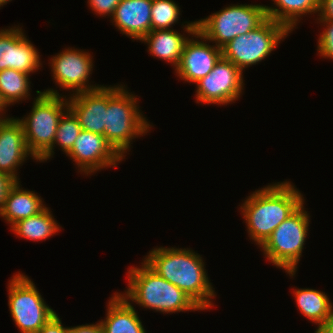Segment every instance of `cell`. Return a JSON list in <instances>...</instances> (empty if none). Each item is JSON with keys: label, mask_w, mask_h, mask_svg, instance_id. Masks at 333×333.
<instances>
[{"label": "cell", "mask_w": 333, "mask_h": 333, "mask_svg": "<svg viewBox=\"0 0 333 333\" xmlns=\"http://www.w3.org/2000/svg\"><path fill=\"white\" fill-rule=\"evenodd\" d=\"M159 276L189 295L203 310L214 306L216 292L200 254L189 248L156 247L143 260Z\"/></svg>", "instance_id": "obj_1"}, {"label": "cell", "mask_w": 333, "mask_h": 333, "mask_svg": "<svg viewBox=\"0 0 333 333\" xmlns=\"http://www.w3.org/2000/svg\"><path fill=\"white\" fill-rule=\"evenodd\" d=\"M295 187L287 180L263 186L247 196L240 206L248 235L259 247L277 226L305 203Z\"/></svg>", "instance_id": "obj_2"}, {"label": "cell", "mask_w": 333, "mask_h": 333, "mask_svg": "<svg viewBox=\"0 0 333 333\" xmlns=\"http://www.w3.org/2000/svg\"><path fill=\"white\" fill-rule=\"evenodd\" d=\"M130 267L128 287L122 295L140 307L163 314L203 310L189 295L159 276L144 261Z\"/></svg>", "instance_id": "obj_3"}, {"label": "cell", "mask_w": 333, "mask_h": 333, "mask_svg": "<svg viewBox=\"0 0 333 333\" xmlns=\"http://www.w3.org/2000/svg\"><path fill=\"white\" fill-rule=\"evenodd\" d=\"M124 85L108 86L104 136L114 150L125 159L132 139L146 135L153 125L144 117L138 98Z\"/></svg>", "instance_id": "obj_4"}, {"label": "cell", "mask_w": 333, "mask_h": 333, "mask_svg": "<svg viewBox=\"0 0 333 333\" xmlns=\"http://www.w3.org/2000/svg\"><path fill=\"white\" fill-rule=\"evenodd\" d=\"M36 94L29 115L18 120L28 150L39 160L53 146L60 118L68 110V98L53 88L37 90Z\"/></svg>", "instance_id": "obj_5"}, {"label": "cell", "mask_w": 333, "mask_h": 333, "mask_svg": "<svg viewBox=\"0 0 333 333\" xmlns=\"http://www.w3.org/2000/svg\"><path fill=\"white\" fill-rule=\"evenodd\" d=\"M309 213L304 203L272 232L260 247L265 258L277 268L285 270L290 277L295 276L302 256L308 227Z\"/></svg>", "instance_id": "obj_6"}, {"label": "cell", "mask_w": 333, "mask_h": 333, "mask_svg": "<svg viewBox=\"0 0 333 333\" xmlns=\"http://www.w3.org/2000/svg\"><path fill=\"white\" fill-rule=\"evenodd\" d=\"M265 5L231 4L197 21V30L209 43L222 48L228 42L255 30L266 20Z\"/></svg>", "instance_id": "obj_7"}, {"label": "cell", "mask_w": 333, "mask_h": 333, "mask_svg": "<svg viewBox=\"0 0 333 333\" xmlns=\"http://www.w3.org/2000/svg\"><path fill=\"white\" fill-rule=\"evenodd\" d=\"M290 33L285 25L268 18L255 30L237 36L223 46L222 57L243 71L268 57Z\"/></svg>", "instance_id": "obj_8"}, {"label": "cell", "mask_w": 333, "mask_h": 333, "mask_svg": "<svg viewBox=\"0 0 333 333\" xmlns=\"http://www.w3.org/2000/svg\"><path fill=\"white\" fill-rule=\"evenodd\" d=\"M12 277L8 284L12 320L21 333H37L56 312L46 304L28 276L18 272Z\"/></svg>", "instance_id": "obj_9"}, {"label": "cell", "mask_w": 333, "mask_h": 333, "mask_svg": "<svg viewBox=\"0 0 333 333\" xmlns=\"http://www.w3.org/2000/svg\"><path fill=\"white\" fill-rule=\"evenodd\" d=\"M243 72L221 57L209 74L197 81L196 103L228 105L235 103L244 90Z\"/></svg>", "instance_id": "obj_10"}, {"label": "cell", "mask_w": 333, "mask_h": 333, "mask_svg": "<svg viewBox=\"0 0 333 333\" xmlns=\"http://www.w3.org/2000/svg\"><path fill=\"white\" fill-rule=\"evenodd\" d=\"M185 23L187 24L184 25ZM185 23L182 24V28L192 38H189L184 45L180 62L175 68V73L181 80L196 83L211 72L215 64L222 57V49L207 43L209 41L197 30V20L194 22L186 21Z\"/></svg>", "instance_id": "obj_11"}, {"label": "cell", "mask_w": 333, "mask_h": 333, "mask_svg": "<svg viewBox=\"0 0 333 333\" xmlns=\"http://www.w3.org/2000/svg\"><path fill=\"white\" fill-rule=\"evenodd\" d=\"M92 59L91 54L84 50L65 48L50 59L52 79L63 90H72L71 95L98 89L102 85L89 83L94 66Z\"/></svg>", "instance_id": "obj_12"}, {"label": "cell", "mask_w": 333, "mask_h": 333, "mask_svg": "<svg viewBox=\"0 0 333 333\" xmlns=\"http://www.w3.org/2000/svg\"><path fill=\"white\" fill-rule=\"evenodd\" d=\"M66 156L75 162L78 172L87 176L101 169L116 167L123 161L105 136L83 129Z\"/></svg>", "instance_id": "obj_13"}, {"label": "cell", "mask_w": 333, "mask_h": 333, "mask_svg": "<svg viewBox=\"0 0 333 333\" xmlns=\"http://www.w3.org/2000/svg\"><path fill=\"white\" fill-rule=\"evenodd\" d=\"M40 56L21 27L0 30V71L14 69L30 75L42 67Z\"/></svg>", "instance_id": "obj_14"}, {"label": "cell", "mask_w": 333, "mask_h": 333, "mask_svg": "<svg viewBox=\"0 0 333 333\" xmlns=\"http://www.w3.org/2000/svg\"><path fill=\"white\" fill-rule=\"evenodd\" d=\"M30 156L38 161L28 150L24 130L18 118L0 120V172L9 175L15 181L20 178L17 170ZM18 175V176H17Z\"/></svg>", "instance_id": "obj_15"}, {"label": "cell", "mask_w": 333, "mask_h": 333, "mask_svg": "<svg viewBox=\"0 0 333 333\" xmlns=\"http://www.w3.org/2000/svg\"><path fill=\"white\" fill-rule=\"evenodd\" d=\"M108 87L76 93L68 98V109L75 115L83 130L104 136Z\"/></svg>", "instance_id": "obj_16"}, {"label": "cell", "mask_w": 333, "mask_h": 333, "mask_svg": "<svg viewBox=\"0 0 333 333\" xmlns=\"http://www.w3.org/2000/svg\"><path fill=\"white\" fill-rule=\"evenodd\" d=\"M153 0H121L111 22L122 34L133 40H141L151 31Z\"/></svg>", "instance_id": "obj_17"}, {"label": "cell", "mask_w": 333, "mask_h": 333, "mask_svg": "<svg viewBox=\"0 0 333 333\" xmlns=\"http://www.w3.org/2000/svg\"><path fill=\"white\" fill-rule=\"evenodd\" d=\"M100 323L104 333H146L132 303L118 292L108 301L106 318Z\"/></svg>", "instance_id": "obj_18"}, {"label": "cell", "mask_w": 333, "mask_h": 333, "mask_svg": "<svg viewBox=\"0 0 333 333\" xmlns=\"http://www.w3.org/2000/svg\"><path fill=\"white\" fill-rule=\"evenodd\" d=\"M20 181H16L8 190L4 206L0 211L2 217L10 227L19 220L31 217L41 212L46 205L43 199L34 191L23 189Z\"/></svg>", "instance_id": "obj_19"}, {"label": "cell", "mask_w": 333, "mask_h": 333, "mask_svg": "<svg viewBox=\"0 0 333 333\" xmlns=\"http://www.w3.org/2000/svg\"><path fill=\"white\" fill-rule=\"evenodd\" d=\"M188 37L174 29L152 30L140 42L148 45V52L154 58L157 57L170 63L175 69L180 62Z\"/></svg>", "instance_id": "obj_20"}, {"label": "cell", "mask_w": 333, "mask_h": 333, "mask_svg": "<svg viewBox=\"0 0 333 333\" xmlns=\"http://www.w3.org/2000/svg\"><path fill=\"white\" fill-rule=\"evenodd\" d=\"M293 290L300 313L317 327L333 320V304L325 292L311 288Z\"/></svg>", "instance_id": "obj_21"}, {"label": "cell", "mask_w": 333, "mask_h": 333, "mask_svg": "<svg viewBox=\"0 0 333 333\" xmlns=\"http://www.w3.org/2000/svg\"><path fill=\"white\" fill-rule=\"evenodd\" d=\"M276 6H266L267 17L285 25L291 32L303 15L317 14L320 0H272Z\"/></svg>", "instance_id": "obj_22"}, {"label": "cell", "mask_w": 333, "mask_h": 333, "mask_svg": "<svg viewBox=\"0 0 333 333\" xmlns=\"http://www.w3.org/2000/svg\"><path fill=\"white\" fill-rule=\"evenodd\" d=\"M61 229L49 207L31 217L19 220L10 227L15 235L32 241L46 240Z\"/></svg>", "instance_id": "obj_23"}, {"label": "cell", "mask_w": 333, "mask_h": 333, "mask_svg": "<svg viewBox=\"0 0 333 333\" xmlns=\"http://www.w3.org/2000/svg\"><path fill=\"white\" fill-rule=\"evenodd\" d=\"M29 76L31 75L14 69L0 71V92L8 106L22 102L31 95Z\"/></svg>", "instance_id": "obj_24"}, {"label": "cell", "mask_w": 333, "mask_h": 333, "mask_svg": "<svg viewBox=\"0 0 333 333\" xmlns=\"http://www.w3.org/2000/svg\"><path fill=\"white\" fill-rule=\"evenodd\" d=\"M81 130L82 128L77 118L68 109L60 118L53 146L38 161L46 162L48 159L52 158L54 155V147H56V145H59L61 150L67 154L73 147Z\"/></svg>", "instance_id": "obj_25"}, {"label": "cell", "mask_w": 333, "mask_h": 333, "mask_svg": "<svg viewBox=\"0 0 333 333\" xmlns=\"http://www.w3.org/2000/svg\"><path fill=\"white\" fill-rule=\"evenodd\" d=\"M179 16L180 7L173 0H153L151 31L172 29L173 25L178 23Z\"/></svg>", "instance_id": "obj_26"}, {"label": "cell", "mask_w": 333, "mask_h": 333, "mask_svg": "<svg viewBox=\"0 0 333 333\" xmlns=\"http://www.w3.org/2000/svg\"><path fill=\"white\" fill-rule=\"evenodd\" d=\"M318 21L326 26L319 35L317 51L321 57L333 60V20L318 19Z\"/></svg>", "instance_id": "obj_27"}, {"label": "cell", "mask_w": 333, "mask_h": 333, "mask_svg": "<svg viewBox=\"0 0 333 333\" xmlns=\"http://www.w3.org/2000/svg\"><path fill=\"white\" fill-rule=\"evenodd\" d=\"M120 1L121 0H88L87 3L95 14L111 18Z\"/></svg>", "instance_id": "obj_28"}, {"label": "cell", "mask_w": 333, "mask_h": 333, "mask_svg": "<svg viewBox=\"0 0 333 333\" xmlns=\"http://www.w3.org/2000/svg\"><path fill=\"white\" fill-rule=\"evenodd\" d=\"M37 333H69V327H64L58 314H55Z\"/></svg>", "instance_id": "obj_29"}, {"label": "cell", "mask_w": 333, "mask_h": 333, "mask_svg": "<svg viewBox=\"0 0 333 333\" xmlns=\"http://www.w3.org/2000/svg\"><path fill=\"white\" fill-rule=\"evenodd\" d=\"M15 182L9 175L0 172V211L4 206L8 190Z\"/></svg>", "instance_id": "obj_30"}, {"label": "cell", "mask_w": 333, "mask_h": 333, "mask_svg": "<svg viewBox=\"0 0 333 333\" xmlns=\"http://www.w3.org/2000/svg\"><path fill=\"white\" fill-rule=\"evenodd\" d=\"M69 333H104L100 321L96 324H85L69 327Z\"/></svg>", "instance_id": "obj_31"}, {"label": "cell", "mask_w": 333, "mask_h": 333, "mask_svg": "<svg viewBox=\"0 0 333 333\" xmlns=\"http://www.w3.org/2000/svg\"><path fill=\"white\" fill-rule=\"evenodd\" d=\"M317 19L333 20V0H320Z\"/></svg>", "instance_id": "obj_32"}, {"label": "cell", "mask_w": 333, "mask_h": 333, "mask_svg": "<svg viewBox=\"0 0 333 333\" xmlns=\"http://www.w3.org/2000/svg\"><path fill=\"white\" fill-rule=\"evenodd\" d=\"M316 331L318 333H333V320L322 326L317 327Z\"/></svg>", "instance_id": "obj_33"}, {"label": "cell", "mask_w": 333, "mask_h": 333, "mask_svg": "<svg viewBox=\"0 0 333 333\" xmlns=\"http://www.w3.org/2000/svg\"><path fill=\"white\" fill-rule=\"evenodd\" d=\"M9 107L6 102L3 100L1 92H0V120L1 119H6V118H10V117H6V115H4L6 113V108ZM5 111V112H4ZM5 116V117H4Z\"/></svg>", "instance_id": "obj_34"}, {"label": "cell", "mask_w": 333, "mask_h": 333, "mask_svg": "<svg viewBox=\"0 0 333 333\" xmlns=\"http://www.w3.org/2000/svg\"><path fill=\"white\" fill-rule=\"evenodd\" d=\"M12 0H0V7L4 6L6 3L10 2Z\"/></svg>", "instance_id": "obj_35"}]
</instances>
